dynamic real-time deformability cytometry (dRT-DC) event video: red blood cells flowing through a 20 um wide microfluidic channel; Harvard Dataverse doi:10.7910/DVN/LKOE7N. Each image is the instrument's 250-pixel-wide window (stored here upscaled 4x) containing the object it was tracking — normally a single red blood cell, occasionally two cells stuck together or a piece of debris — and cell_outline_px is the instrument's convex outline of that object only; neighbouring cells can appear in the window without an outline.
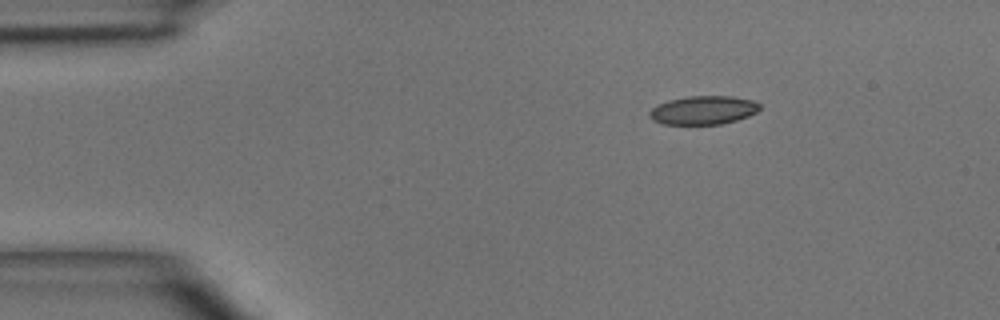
{"species": "common noctule bat (a hibernating species)", "species_latin": "Nyctalus noctula", "temperature_condition": "room temperature", "stored_images_in_passage": 5, "camera_frame_rate_fps": 3000, "um_per_image_px": 0.085, "animal": {"sex": "male", "body_mass_g": 15.6}, "frame": {"image": 1, "passage_image": 1, "time_ms": 0.0, "image_size_px": [1000, 320], "cell_outline_px": [[760, 108], [756, 112], [748, 116], [736, 120], [720, 124], [660, 124], [652, 120], [648, 116], [648, 112], [656, 104], [668, 100], [688, 96], [732, 96], [752, 100], [760, 104]], "centroid_in_image_um": [59.73, 9.36], "position_along_channel_um": 25.3, "area_um2": 18.5}}
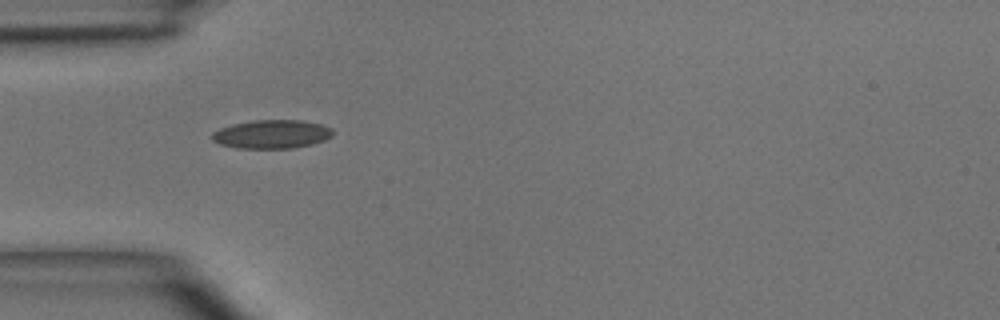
{"frame": {"image": 2, "passage_image": 3, "time_ms": 2.333, "image_size_px": [1000, 320], "cell_outline_px": [[332, 136], [324, 140], [312, 144], [292, 148], [236, 148], [220, 144], [212, 140], [212, 132], [220, 128], [232, 124], [252, 120], [300, 120], [320, 124], [332, 128]], "centroid_in_image_um": [23.08, 11.4], "position_along_channel_um": 61.9, "area_um2": 20.11}}
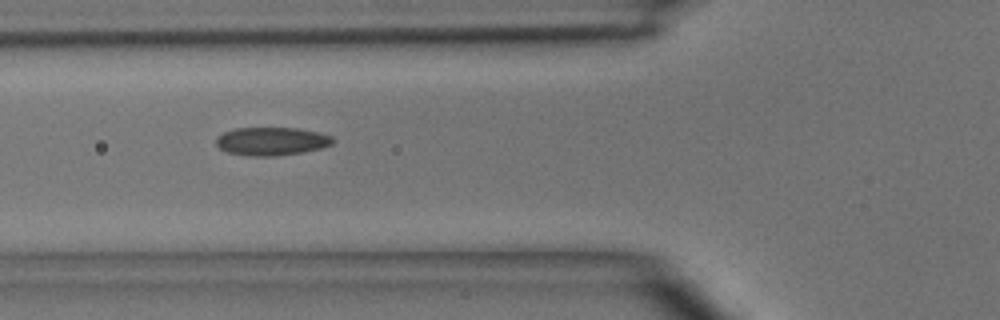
{"frame": {"image": 3, "passage_image": 4, "time_ms": 3.333, "image_size_px": [1000, 320], "cell_outline_px": [[336, 140], [332, 144], [320, 148], [304, 152], [276, 156], [248, 156], [228, 152], [220, 148], [216, 144], [216, 140], [224, 132], [236, 128], [300, 128], [332, 136]], "centroid_in_image_um": [23.12, 12.01], "position_along_channel_um": 102.7, "area_um2": 19.13}}